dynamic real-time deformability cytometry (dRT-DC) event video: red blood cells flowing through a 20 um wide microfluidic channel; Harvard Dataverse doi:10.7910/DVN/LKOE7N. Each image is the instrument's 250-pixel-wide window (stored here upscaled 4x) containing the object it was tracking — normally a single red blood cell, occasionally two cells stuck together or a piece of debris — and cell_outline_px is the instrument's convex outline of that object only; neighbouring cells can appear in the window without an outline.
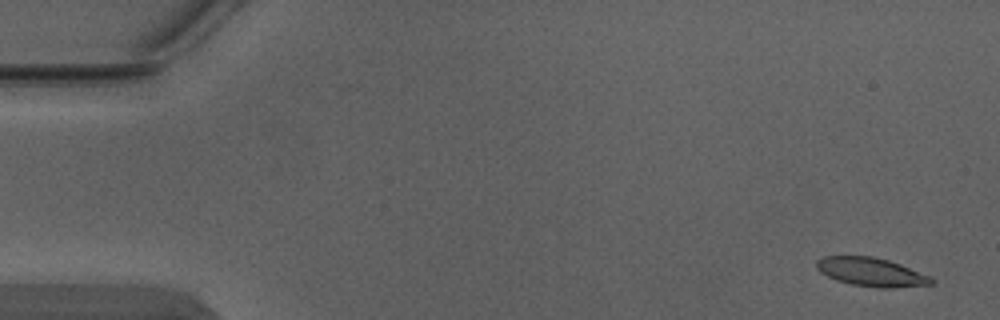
{"species": "Egyptian fruit bat (a non-hibernating species)", "species_latin": "Rousettus aegyptiacus", "temperature_condition": "warm", "stored_images_in_passage": 5, "camera_frame_rate_fps": 3000, "um_per_image_px": 0.085, "animal": {"sex": "male"}, "frame": {"image": 1, "passage_image": 1, "time_ms": 0.0, "image_size_px": [1000, 320], "cell_outline_px": [[936, 280], [932, 284], [892, 288], [876, 288], [852, 284], [836, 280], [820, 272], [816, 268], [816, 260], [820, 256], [872, 256], [888, 260], [900, 264], [932, 276]], "centroid_in_image_um": [74.06, 23.12], "position_along_channel_um": 10.9, "area_um2": 19.36}}
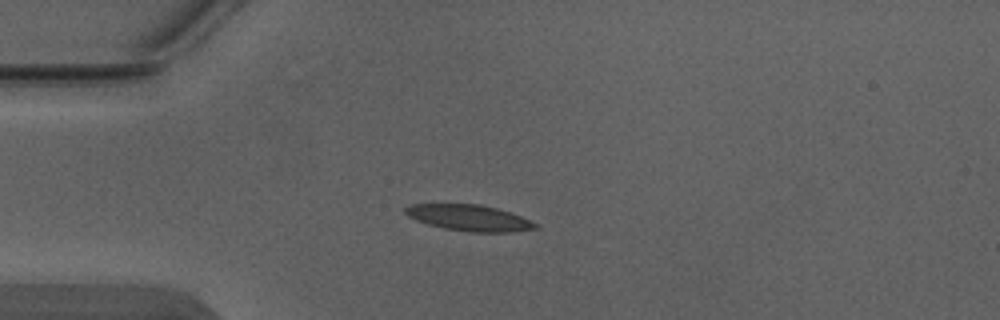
{"frame": {"image": 2, "passage_image": 4, "time_ms": 1.0, "image_size_px": [1000, 320], "cell_outline_px": [[540, 228], [512, 232], [468, 232], [444, 228], [428, 224], [416, 220], [408, 216], [404, 212], [404, 208], [412, 204], [480, 204], [496, 208], [520, 216], [536, 224]], "centroid_in_image_um": [39.86, 18.52], "position_along_channel_um": 45.1, "area_um2": 19.65}}